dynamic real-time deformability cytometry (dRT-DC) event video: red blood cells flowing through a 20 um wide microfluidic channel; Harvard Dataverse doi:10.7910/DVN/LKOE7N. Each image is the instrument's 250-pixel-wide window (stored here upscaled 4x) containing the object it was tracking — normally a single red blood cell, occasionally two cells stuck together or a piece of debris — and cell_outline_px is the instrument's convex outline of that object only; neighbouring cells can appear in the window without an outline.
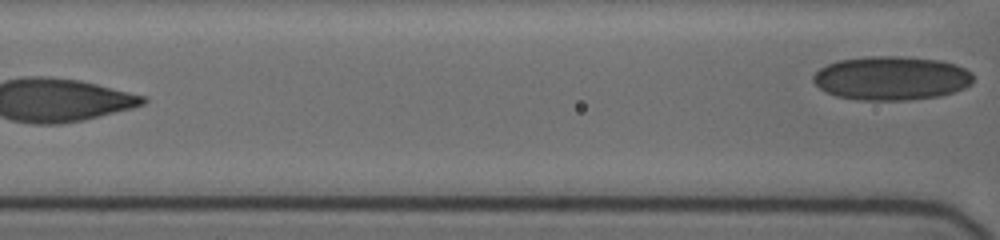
{"species": "human", "species_latin": "Homo sapiens", "temperature_condition": "cold", "stored_images_in_passage": 13, "segment_of_instrument_passage": [2, 2], "camera_frame_rate_fps": 3000, "um_per_image_px": 0.085, "donor": {"sex": "female"}, "frame": {"image": 1, "passage_image": 13, "time_ms": 3.333, "image_size_px": [1000, 240], "cell_outline_px": [[972, 84], [964, 88], [940, 96], [908, 100], [860, 100], [836, 96], [820, 88], [812, 80], [812, 76], [820, 68], [836, 60], [868, 56], [900, 56], [940, 60], [956, 64], [972, 72]], "centroid_in_image_um": [75.77, 6.64], "position_along_channel_um": 90.8, "area_um2": 41.04}}